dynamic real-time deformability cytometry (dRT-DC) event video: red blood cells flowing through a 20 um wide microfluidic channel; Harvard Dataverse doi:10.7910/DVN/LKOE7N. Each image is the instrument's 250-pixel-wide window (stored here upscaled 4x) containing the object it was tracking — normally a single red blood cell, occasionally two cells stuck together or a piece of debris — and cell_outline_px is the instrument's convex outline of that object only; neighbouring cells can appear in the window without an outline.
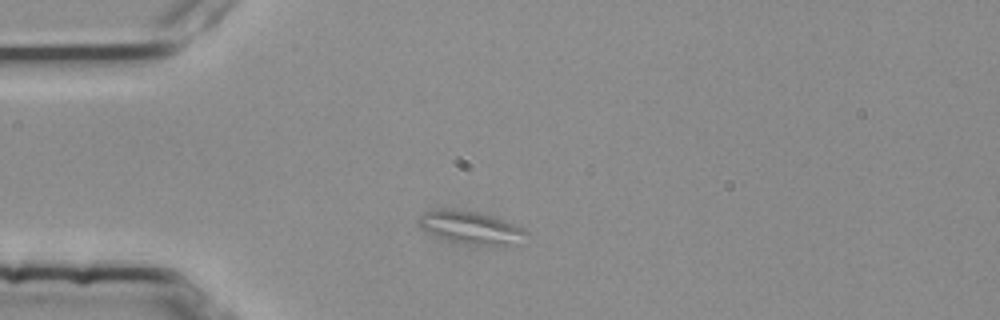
{"species": "common noctule bat (a hibernating species)", "species_latin": "Nyctalus noctula", "temperature_condition": "room temperature", "stored_images_in_passage": 1, "camera_frame_rate_fps": 3000, "um_per_image_px": 0.085, "animal": {"sex": "female", "body_mass_g": 25.1}, "frame": {"image": 1, "passage_image": 1, "time_ms": 0.0, "image_size_px": [1000, 320], "cell_outline_px": [[528, 232], [512, 244], [504, 248], [492, 248], [464, 244], [448, 240], [436, 236], [428, 232], [416, 220], [420, 216], [428, 212], [440, 208], [448, 208], [476, 212], [492, 216], [524, 228]], "centroid_in_image_um": [40.03, 19.38], "position_along_channel_um": 45.0, "area_um2": 20.63}}